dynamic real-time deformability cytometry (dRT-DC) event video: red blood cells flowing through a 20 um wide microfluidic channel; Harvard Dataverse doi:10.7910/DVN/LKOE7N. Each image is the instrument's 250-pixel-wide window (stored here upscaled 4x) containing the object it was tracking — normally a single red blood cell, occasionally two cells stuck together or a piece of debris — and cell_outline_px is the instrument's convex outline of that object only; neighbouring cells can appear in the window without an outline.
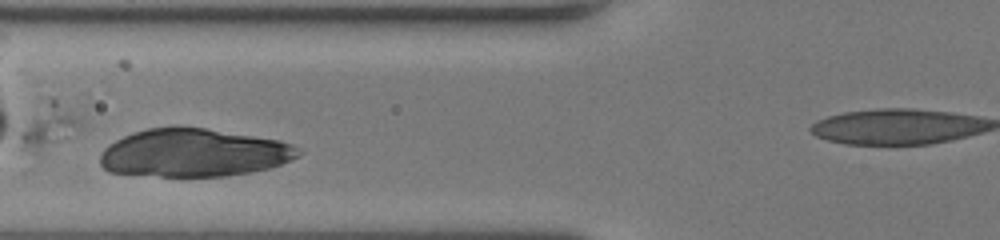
{"species": "human", "species_latin": "Homo sapiens", "temperature_condition": "room temperature", "stored_images_in_passage": 32, "camera_frame_rate_fps": 3000, "um_per_image_px": 0.085, "donor": {"sex": "female"}, "frame": {"image": 1, "passage_image": 23, "time_ms": 7.333, "image_size_px": [1000, 240], "cell_outline_px": [[304, 152], [300, 156], [280, 164], [268, 168], [252, 172], [224, 176], [160, 176], [108, 172], [100, 164], [100, 156], [104, 148], [108, 144], [132, 132], [148, 128], [172, 124], [180, 124], [280, 140], [292, 144]], "centroid_in_image_um": [16.46, 12.96], "position_along_channel_um": 109.3, "area_um2": 56.18}}